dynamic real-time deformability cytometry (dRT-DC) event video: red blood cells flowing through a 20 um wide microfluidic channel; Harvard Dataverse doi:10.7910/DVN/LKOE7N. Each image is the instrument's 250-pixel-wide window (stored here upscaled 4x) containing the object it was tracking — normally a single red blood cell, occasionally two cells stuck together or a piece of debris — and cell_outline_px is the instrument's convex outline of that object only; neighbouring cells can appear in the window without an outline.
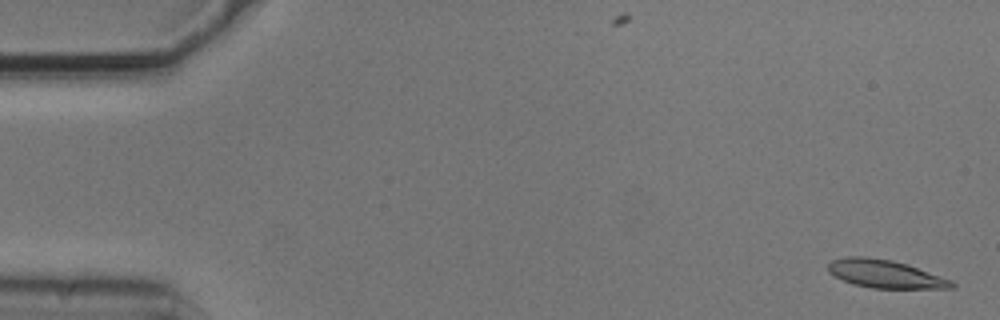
{"species": "common noctule bat (a hibernating species)", "species_latin": "Nyctalus noctula", "temperature_condition": "cold", "stored_images_in_passage": 53, "camera_frame_rate_fps": 3000, "um_per_image_px": 0.085, "animal": {"sex": "male", "body_mass_g": 20.5, "forearm_length_mm": 52.5}, "frame": {"image": 1, "passage_image": 2, "time_ms": 0.333, "image_size_px": [1000, 320], "cell_outline_px": [[956, 288], [872, 288], [852, 284], [828, 272], [828, 264], [832, 260], [848, 256], [864, 256], [892, 260], [952, 280], [956, 284]], "centroid_in_image_um": [75.22, 23.29], "position_along_channel_um": 9.8, "area_um2": 19.94}}
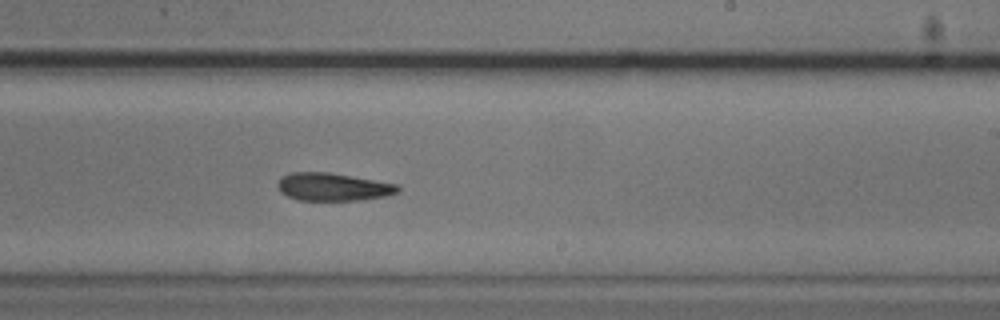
{"frame": {"image": 2, "passage_image": 33, "time_ms": 10.667, "image_size_px": [1000, 320], "cell_outline_px": [[400, 192], [388, 196], [356, 200], [300, 200], [288, 196], [280, 192], [276, 184], [280, 176], [288, 172], [328, 172], [396, 184], [400, 188]], "centroid_in_image_um": [28.26, 15.88], "position_along_channel_um": 260.7, "area_um2": 19.54}}
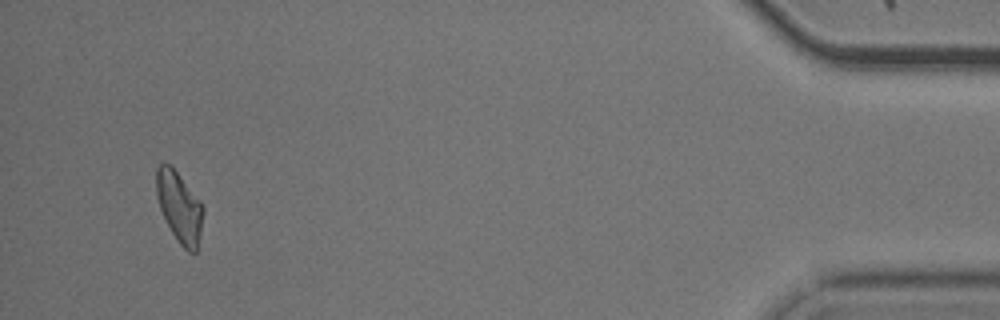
{"frame": {"image": 3, "passage_image": 52, "time_ms": 17.0, "image_size_px": [1000, 320], "cell_outline_px": [[204, 212], [196, 252], [188, 252], [176, 240], [160, 208], [156, 196], [156, 168], [160, 164], [172, 164], [200, 200], [204, 208]], "centroid_in_image_um": [15.25, 17.55], "position_along_channel_um": 420.0, "area_um2": 19.31}}